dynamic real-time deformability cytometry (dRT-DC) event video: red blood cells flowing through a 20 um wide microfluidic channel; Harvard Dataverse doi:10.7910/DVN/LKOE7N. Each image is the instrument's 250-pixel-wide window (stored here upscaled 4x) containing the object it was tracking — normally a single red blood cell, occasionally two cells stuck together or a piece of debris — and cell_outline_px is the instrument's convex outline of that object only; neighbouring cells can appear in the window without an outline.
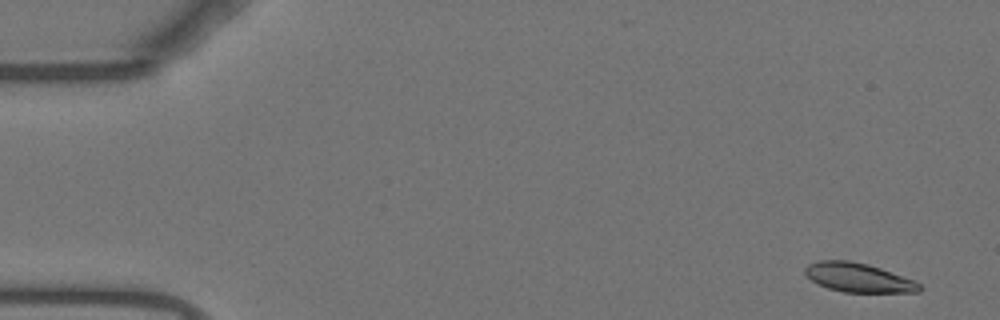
{"species": "Egyptian fruit bat (a non-hibernating species)", "species_latin": "Rousettus aegyptiacus", "temperature_condition": "warm", "stored_images_in_passage": 54, "camera_frame_rate_fps": 3000, "um_per_image_px": 0.085, "animal": {"sex": "female"}, "frame": {"image": 1, "passage_image": 2, "time_ms": 0.333, "image_size_px": [1000, 320], "cell_outline_px": [[924, 288], [920, 292], [844, 292], [828, 288], [812, 280], [804, 272], [804, 268], [808, 264], [820, 260], [848, 260], [868, 264], [916, 280]], "centroid_in_image_um": [73.01, 23.59], "position_along_channel_um": 12.0, "area_um2": 19.42}}
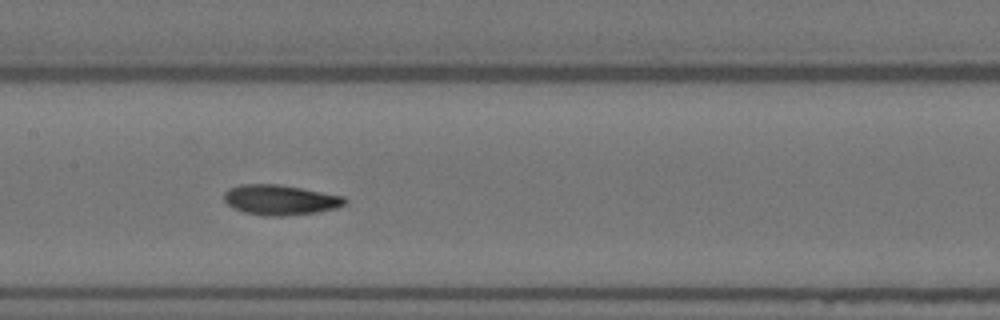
{"frame": {"image": 2, "passage_image": 26, "time_ms": 8.333, "image_size_px": [1000, 320], "cell_outline_px": [[348, 204], [336, 208], [316, 212], [280, 216], [264, 216], [244, 212], [232, 208], [224, 200], [224, 192], [228, 188], [240, 184], [280, 184], [344, 196], [348, 200]], "centroid_in_image_um": [23.82, 16.98], "position_along_channel_um": 183.6, "area_um2": 21.39}}
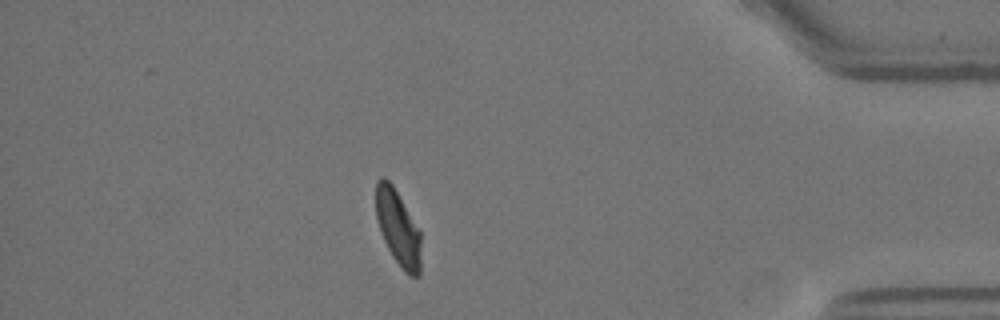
{"frame": {"image": 3, "passage_image": 47, "time_ms": 15.333, "image_size_px": [1000, 320], "cell_outline_px": [[420, 276], [408, 276], [400, 268], [392, 256], [384, 240], [376, 216], [376, 180], [380, 176], [384, 176], [392, 184], [420, 228]], "centroid_in_image_um": [33.84, 19.36], "position_along_channel_um": 401.4, "area_um2": 20.0}, "authors_computed_cell_mechanics": {"area_um2": 20.7213, "velocity_mm_per_s": 3.6965, "shape_relaxation_time_tau1_ms": 5.4613, "shape_relaxation_time_tau2_ms": 1.5846, "deformation_change_tau1": 0.1712, "deformation_change_tau2": 0.0612}}